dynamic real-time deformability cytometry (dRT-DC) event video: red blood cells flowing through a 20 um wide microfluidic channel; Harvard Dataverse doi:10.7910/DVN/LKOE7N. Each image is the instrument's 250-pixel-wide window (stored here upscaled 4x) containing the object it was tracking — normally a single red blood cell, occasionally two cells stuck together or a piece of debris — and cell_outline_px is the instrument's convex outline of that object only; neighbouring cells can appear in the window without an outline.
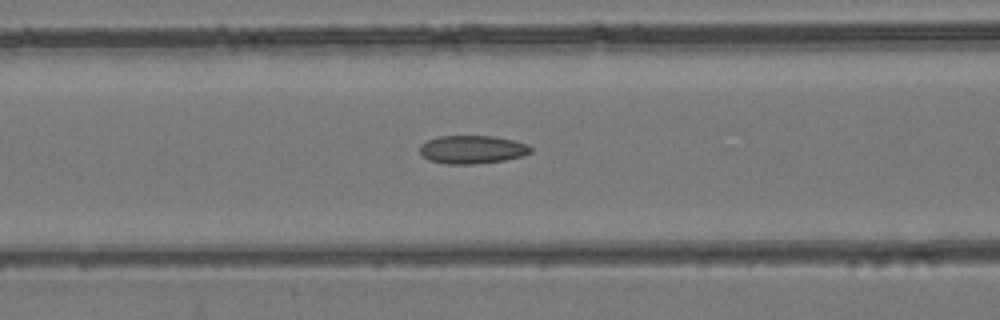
{"species": "common noctule bat (a hibernating species)", "species_latin": "Nyctalus noctula", "temperature_condition": "room temperature", "stored_images_in_passage": 47, "camera_frame_rate_fps": 3000, "um_per_image_px": 0.085, "animal": {"sex": "female", "body_mass_g": 24.6, "forearm_length_mm": 56.2}, "frame": {"image": 1, "passage_image": 19, "time_ms": 6.0, "image_size_px": [1000, 320], "cell_outline_px": [[532, 152], [524, 156], [504, 160], [472, 164], [448, 164], [428, 160], [420, 152], [420, 144], [428, 140], [440, 136], [492, 136], [512, 140], [528, 144], [532, 148]], "centroid_in_image_um": [40.16, 12.71], "position_along_channel_um": 126.4, "area_um2": 18.21}}
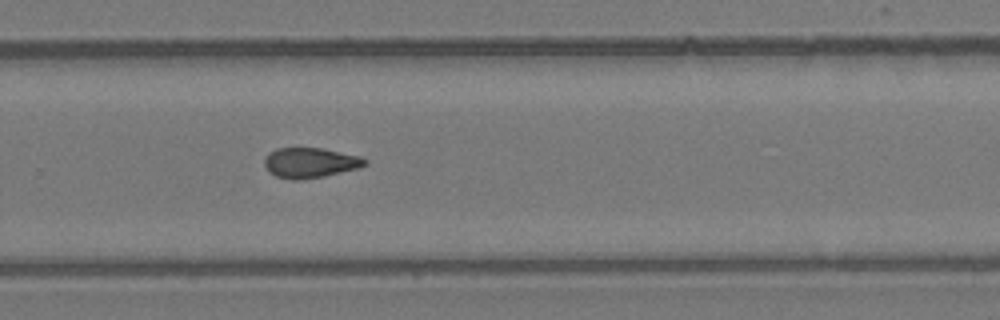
{"frame": {"image": 2, "passage_image": 31, "time_ms": 10.0, "image_size_px": [1000, 320], "cell_outline_px": [[368, 164], [360, 168], [324, 176], [300, 180], [292, 180], [276, 176], [268, 172], [264, 164], [264, 160], [268, 152], [276, 148], [324, 148], [360, 156], [368, 160]], "centroid_in_image_um": [26.37, 13.83], "position_along_channel_um": 303.4, "area_um2": 17.92}}
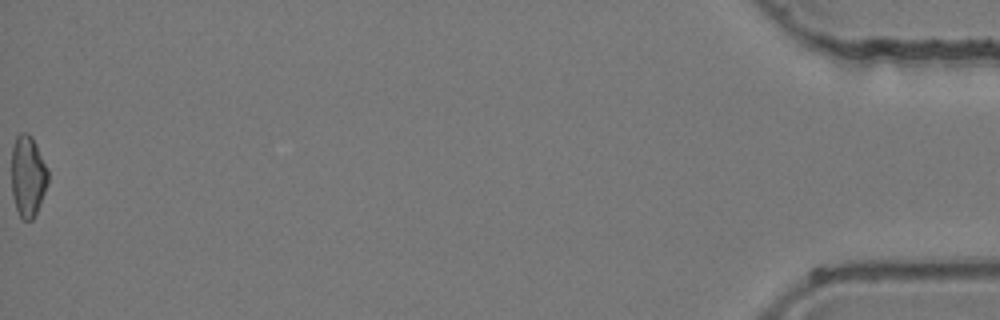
{"frame": {"image": 3, "passage_image": 47, "time_ms": 15.333, "image_size_px": [1000, 320], "cell_outline_px": [[48, 180], [44, 192], [36, 212], [32, 220], [24, 220], [20, 216], [16, 208], [12, 196], [12, 148], [16, 136], [20, 132], [28, 132], [32, 136], [48, 168]], "centroid_in_image_um": [2.36, 14.93], "position_along_channel_um": 432.8, "area_um2": 17.22}}